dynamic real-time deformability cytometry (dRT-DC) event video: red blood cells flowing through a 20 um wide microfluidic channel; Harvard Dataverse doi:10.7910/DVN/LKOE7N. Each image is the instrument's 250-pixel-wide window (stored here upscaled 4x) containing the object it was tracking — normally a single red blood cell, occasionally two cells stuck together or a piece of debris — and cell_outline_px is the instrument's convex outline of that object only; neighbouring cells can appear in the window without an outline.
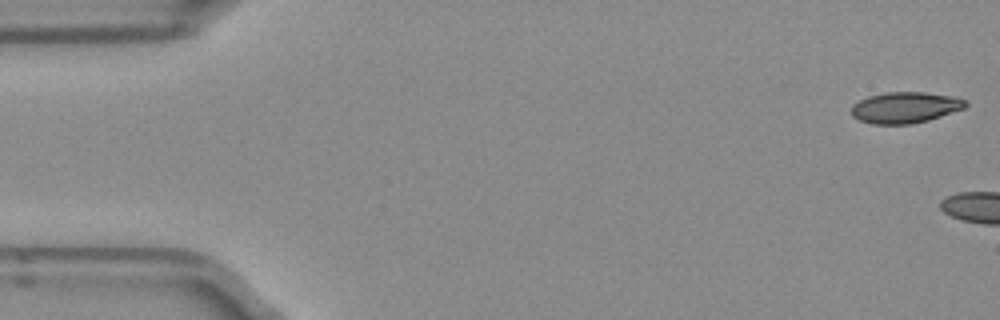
{"species": "Egyptian fruit bat (a non-hibernating species)", "species_latin": "Rousettus aegyptiacus", "temperature_condition": "room temperature", "stored_images_in_passage": 5, "camera_frame_rate_fps": 3000, "um_per_image_px": 0.085, "frame": {"image": 1, "passage_image": 1, "time_ms": 0.0, "image_size_px": [1000, 320], "cell_outline_px": [[968, 104], [964, 108], [928, 120], [912, 124], [872, 124], [860, 120], [852, 116], [852, 104], [868, 96], [888, 92], [924, 92], [952, 96], [964, 100]], "centroid_in_image_um": [76.91, 9.14], "position_along_channel_um": 8.1, "area_um2": 20.52}}